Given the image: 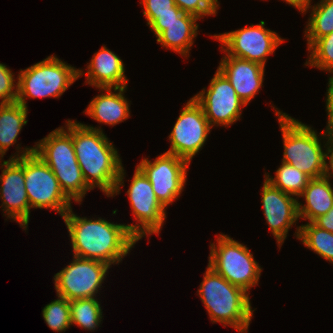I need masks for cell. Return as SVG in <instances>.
I'll return each mask as SVG.
<instances>
[{"label": "cell", "mask_w": 333, "mask_h": 333, "mask_svg": "<svg viewBox=\"0 0 333 333\" xmlns=\"http://www.w3.org/2000/svg\"><path fill=\"white\" fill-rule=\"evenodd\" d=\"M64 128L71 134L77 162L87 185L114 197L124 186L126 172L113 143L100 127L77 120H66Z\"/></svg>", "instance_id": "obj_1"}, {"label": "cell", "mask_w": 333, "mask_h": 333, "mask_svg": "<svg viewBox=\"0 0 333 333\" xmlns=\"http://www.w3.org/2000/svg\"><path fill=\"white\" fill-rule=\"evenodd\" d=\"M72 209L62 219L68 229L73 256L97 260L110 266L119 265L138 242L126 224L109 222L101 217H80Z\"/></svg>", "instance_id": "obj_2"}, {"label": "cell", "mask_w": 333, "mask_h": 333, "mask_svg": "<svg viewBox=\"0 0 333 333\" xmlns=\"http://www.w3.org/2000/svg\"><path fill=\"white\" fill-rule=\"evenodd\" d=\"M200 283L199 295L212 323L230 326L239 333H248L253 318L250 294L229 283L213 268L207 265Z\"/></svg>", "instance_id": "obj_3"}, {"label": "cell", "mask_w": 333, "mask_h": 333, "mask_svg": "<svg viewBox=\"0 0 333 333\" xmlns=\"http://www.w3.org/2000/svg\"><path fill=\"white\" fill-rule=\"evenodd\" d=\"M275 115L278 117L283 140L284 163L290 164L308 175L311 179L323 176L324 171V150L326 145V129L319 135L300 120H296L289 114L280 111L273 105ZM323 139V146L321 143ZM325 140V141H324Z\"/></svg>", "instance_id": "obj_4"}, {"label": "cell", "mask_w": 333, "mask_h": 333, "mask_svg": "<svg viewBox=\"0 0 333 333\" xmlns=\"http://www.w3.org/2000/svg\"><path fill=\"white\" fill-rule=\"evenodd\" d=\"M18 73L16 102L25 108L27 98H59L79 79V69L53 54Z\"/></svg>", "instance_id": "obj_5"}, {"label": "cell", "mask_w": 333, "mask_h": 333, "mask_svg": "<svg viewBox=\"0 0 333 333\" xmlns=\"http://www.w3.org/2000/svg\"><path fill=\"white\" fill-rule=\"evenodd\" d=\"M215 242L210 244L208 265L229 283L250 294V289L258 285L263 269L247 245L222 233L216 235Z\"/></svg>", "instance_id": "obj_6"}, {"label": "cell", "mask_w": 333, "mask_h": 333, "mask_svg": "<svg viewBox=\"0 0 333 333\" xmlns=\"http://www.w3.org/2000/svg\"><path fill=\"white\" fill-rule=\"evenodd\" d=\"M17 144V151L8 160L1 162L0 199L6 218L16 221L26 232L30 220V204L25 188L24 156L35 152V146L23 150ZM21 149V150H20ZM21 152V153H20ZM17 153V154H16Z\"/></svg>", "instance_id": "obj_7"}, {"label": "cell", "mask_w": 333, "mask_h": 333, "mask_svg": "<svg viewBox=\"0 0 333 333\" xmlns=\"http://www.w3.org/2000/svg\"><path fill=\"white\" fill-rule=\"evenodd\" d=\"M24 179L30 209H51L63 218L72 207L53 171L35 153L24 156Z\"/></svg>", "instance_id": "obj_8"}, {"label": "cell", "mask_w": 333, "mask_h": 333, "mask_svg": "<svg viewBox=\"0 0 333 333\" xmlns=\"http://www.w3.org/2000/svg\"><path fill=\"white\" fill-rule=\"evenodd\" d=\"M214 39L222 43L221 51L229 56L259 63L265 67L269 55L284 43V39L275 31L265 27L262 20L259 24H251L238 30L215 34Z\"/></svg>", "instance_id": "obj_9"}, {"label": "cell", "mask_w": 333, "mask_h": 333, "mask_svg": "<svg viewBox=\"0 0 333 333\" xmlns=\"http://www.w3.org/2000/svg\"><path fill=\"white\" fill-rule=\"evenodd\" d=\"M130 207L136 224H126L128 231L139 241L152 234H160L166 217V209L156 198L152 184L136 166L127 190Z\"/></svg>", "instance_id": "obj_10"}, {"label": "cell", "mask_w": 333, "mask_h": 333, "mask_svg": "<svg viewBox=\"0 0 333 333\" xmlns=\"http://www.w3.org/2000/svg\"><path fill=\"white\" fill-rule=\"evenodd\" d=\"M110 267L112 266L97 260L73 256V261L53 277L56 296L68 301L96 298Z\"/></svg>", "instance_id": "obj_11"}, {"label": "cell", "mask_w": 333, "mask_h": 333, "mask_svg": "<svg viewBox=\"0 0 333 333\" xmlns=\"http://www.w3.org/2000/svg\"><path fill=\"white\" fill-rule=\"evenodd\" d=\"M190 163L174 154L163 153L154 161L144 158L136 165L152 184L156 198L167 209L181 196Z\"/></svg>", "instance_id": "obj_12"}, {"label": "cell", "mask_w": 333, "mask_h": 333, "mask_svg": "<svg viewBox=\"0 0 333 333\" xmlns=\"http://www.w3.org/2000/svg\"><path fill=\"white\" fill-rule=\"evenodd\" d=\"M212 127L209 125L201 105L192 97L181 109L173 130L170 132V148L166 153L187 160L202 150Z\"/></svg>", "instance_id": "obj_13"}, {"label": "cell", "mask_w": 333, "mask_h": 333, "mask_svg": "<svg viewBox=\"0 0 333 333\" xmlns=\"http://www.w3.org/2000/svg\"><path fill=\"white\" fill-rule=\"evenodd\" d=\"M193 98L201 105L212 128L213 126L229 127L234 124L240 120L242 109L246 106L218 68L208 89L203 88Z\"/></svg>", "instance_id": "obj_14"}, {"label": "cell", "mask_w": 333, "mask_h": 333, "mask_svg": "<svg viewBox=\"0 0 333 333\" xmlns=\"http://www.w3.org/2000/svg\"><path fill=\"white\" fill-rule=\"evenodd\" d=\"M261 189L262 209L266 223L280 249L288 231L299 219L298 199L274 187L265 178Z\"/></svg>", "instance_id": "obj_15"}, {"label": "cell", "mask_w": 333, "mask_h": 333, "mask_svg": "<svg viewBox=\"0 0 333 333\" xmlns=\"http://www.w3.org/2000/svg\"><path fill=\"white\" fill-rule=\"evenodd\" d=\"M218 69L246 106L263 87L265 67L259 63L225 54Z\"/></svg>", "instance_id": "obj_16"}, {"label": "cell", "mask_w": 333, "mask_h": 333, "mask_svg": "<svg viewBox=\"0 0 333 333\" xmlns=\"http://www.w3.org/2000/svg\"><path fill=\"white\" fill-rule=\"evenodd\" d=\"M87 64L86 72L79 69V78L86 73L85 83L88 85L95 88L128 86L125 65L121 57L106 46L103 45L98 52H95Z\"/></svg>", "instance_id": "obj_17"}, {"label": "cell", "mask_w": 333, "mask_h": 333, "mask_svg": "<svg viewBox=\"0 0 333 333\" xmlns=\"http://www.w3.org/2000/svg\"><path fill=\"white\" fill-rule=\"evenodd\" d=\"M98 89H100L101 94L92 98L83 113L99 124L109 126H115L130 117V103L124 95L127 86Z\"/></svg>", "instance_id": "obj_18"}, {"label": "cell", "mask_w": 333, "mask_h": 333, "mask_svg": "<svg viewBox=\"0 0 333 333\" xmlns=\"http://www.w3.org/2000/svg\"><path fill=\"white\" fill-rule=\"evenodd\" d=\"M199 19L191 14L183 13L179 21L169 25H150L151 31L157 38V43L165 49H170L181 56L190 57L194 38L198 35Z\"/></svg>", "instance_id": "obj_19"}, {"label": "cell", "mask_w": 333, "mask_h": 333, "mask_svg": "<svg viewBox=\"0 0 333 333\" xmlns=\"http://www.w3.org/2000/svg\"><path fill=\"white\" fill-rule=\"evenodd\" d=\"M326 177L312 178L300 197L305 204L298 200L299 219L313 222L319 216L325 215L333 207V185Z\"/></svg>", "instance_id": "obj_20"}, {"label": "cell", "mask_w": 333, "mask_h": 333, "mask_svg": "<svg viewBox=\"0 0 333 333\" xmlns=\"http://www.w3.org/2000/svg\"><path fill=\"white\" fill-rule=\"evenodd\" d=\"M53 171L64 194L72 201L80 203L88 191L92 190L84 180L77 159L64 161H44Z\"/></svg>", "instance_id": "obj_21"}, {"label": "cell", "mask_w": 333, "mask_h": 333, "mask_svg": "<svg viewBox=\"0 0 333 333\" xmlns=\"http://www.w3.org/2000/svg\"><path fill=\"white\" fill-rule=\"evenodd\" d=\"M27 115L28 108L18 102L0 103V160L17 142L19 133L28 122Z\"/></svg>", "instance_id": "obj_22"}, {"label": "cell", "mask_w": 333, "mask_h": 333, "mask_svg": "<svg viewBox=\"0 0 333 333\" xmlns=\"http://www.w3.org/2000/svg\"><path fill=\"white\" fill-rule=\"evenodd\" d=\"M35 154L43 161L77 159L71 134L64 127L56 128L46 137L35 142Z\"/></svg>", "instance_id": "obj_23"}, {"label": "cell", "mask_w": 333, "mask_h": 333, "mask_svg": "<svg viewBox=\"0 0 333 333\" xmlns=\"http://www.w3.org/2000/svg\"><path fill=\"white\" fill-rule=\"evenodd\" d=\"M309 11L304 37L307 38V48L317 39L333 32V0H320L317 4L307 7L302 14Z\"/></svg>", "instance_id": "obj_24"}, {"label": "cell", "mask_w": 333, "mask_h": 333, "mask_svg": "<svg viewBox=\"0 0 333 333\" xmlns=\"http://www.w3.org/2000/svg\"><path fill=\"white\" fill-rule=\"evenodd\" d=\"M294 235L308 249L333 264V233L319 228L313 222L296 227Z\"/></svg>", "instance_id": "obj_25"}, {"label": "cell", "mask_w": 333, "mask_h": 333, "mask_svg": "<svg viewBox=\"0 0 333 333\" xmlns=\"http://www.w3.org/2000/svg\"><path fill=\"white\" fill-rule=\"evenodd\" d=\"M264 177L274 187H277L282 192L292 195L298 199L311 179L308 175L301 172L294 166L284 162H282L280 167H278L274 177H271L268 172H265Z\"/></svg>", "instance_id": "obj_26"}, {"label": "cell", "mask_w": 333, "mask_h": 333, "mask_svg": "<svg viewBox=\"0 0 333 333\" xmlns=\"http://www.w3.org/2000/svg\"><path fill=\"white\" fill-rule=\"evenodd\" d=\"M71 325L94 331L100 327L103 312L101 304L95 297L69 301Z\"/></svg>", "instance_id": "obj_27"}, {"label": "cell", "mask_w": 333, "mask_h": 333, "mask_svg": "<svg viewBox=\"0 0 333 333\" xmlns=\"http://www.w3.org/2000/svg\"><path fill=\"white\" fill-rule=\"evenodd\" d=\"M308 60L305 65L330 73L333 78V32L317 39L308 48Z\"/></svg>", "instance_id": "obj_28"}, {"label": "cell", "mask_w": 333, "mask_h": 333, "mask_svg": "<svg viewBox=\"0 0 333 333\" xmlns=\"http://www.w3.org/2000/svg\"><path fill=\"white\" fill-rule=\"evenodd\" d=\"M51 301L42 309V316L48 327L56 332H65L71 325L69 301L66 298Z\"/></svg>", "instance_id": "obj_29"}, {"label": "cell", "mask_w": 333, "mask_h": 333, "mask_svg": "<svg viewBox=\"0 0 333 333\" xmlns=\"http://www.w3.org/2000/svg\"><path fill=\"white\" fill-rule=\"evenodd\" d=\"M175 4L187 14H191L198 19L204 16H216L219 9L218 0H174Z\"/></svg>", "instance_id": "obj_30"}, {"label": "cell", "mask_w": 333, "mask_h": 333, "mask_svg": "<svg viewBox=\"0 0 333 333\" xmlns=\"http://www.w3.org/2000/svg\"><path fill=\"white\" fill-rule=\"evenodd\" d=\"M18 81L7 65L0 63V99L2 103H13L17 100Z\"/></svg>", "instance_id": "obj_31"}, {"label": "cell", "mask_w": 333, "mask_h": 333, "mask_svg": "<svg viewBox=\"0 0 333 333\" xmlns=\"http://www.w3.org/2000/svg\"><path fill=\"white\" fill-rule=\"evenodd\" d=\"M143 14L184 13L174 0H142Z\"/></svg>", "instance_id": "obj_32"}, {"label": "cell", "mask_w": 333, "mask_h": 333, "mask_svg": "<svg viewBox=\"0 0 333 333\" xmlns=\"http://www.w3.org/2000/svg\"><path fill=\"white\" fill-rule=\"evenodd\" d=\"M326 140L323 176L330 180L333 177V128L328 126H326Z\"/></svg>", "instance_id": "obj_33"}, {"label": "cell", "mask_w": 333, "mask_h": 333, "mask_svg": "<svg viewBox=\"0 0 333 333\" xmlns=\"http://www.w3.org/2000/svg\"><path fill=\"white\" fill-rule=\"evenodd\" d=\"M183 13H165V14H143L147 20V25H169L179 21Z\"/></svg>", "instance_id": "obj_34"}, {"label": "cell", "mask_w": 333, "mask_h": 333, "mask_svg": "<svg viewBox=\"0 0 333 333\" xmlns=\"http://www.w3.org/2000/svg\"><path fill=\"white\" fill-rule=\"evenodd\" d=\"M328 80V88L326 92V112L328 120L326 126L333 128V78Z\"/></svg>", "instance_id": "obj_35"}, {"label": "cell", "mask_w": 333, "mask_h": 333, "mask_svg": "<svg viewBox=\"0 0 333 333\" xmlns=\"http://www.w3.org/2000/svg\"><path fill=\"white\" fill-rule=\"evenodd\" d=\"M313 223L319 228L333 233V207L325 215L316 218Z\"/></svg>", "instance_id": "obj_36"}, {"label": "cell", "mask_w": 333, "mask_h": 333, "mask_svg": "<svg viewBox=\"0 0 333 333\" xmlns=\"http://www.w3.org/2000/svg\"><path fill=\"white\" fill-rule=\"evenodd\" d=\"M287 4L293 6V8H297L299 12H303L307 7H309L312 3V0H282Z\"/></svg>", "instance_id": "obj_37"}]
</instances>
